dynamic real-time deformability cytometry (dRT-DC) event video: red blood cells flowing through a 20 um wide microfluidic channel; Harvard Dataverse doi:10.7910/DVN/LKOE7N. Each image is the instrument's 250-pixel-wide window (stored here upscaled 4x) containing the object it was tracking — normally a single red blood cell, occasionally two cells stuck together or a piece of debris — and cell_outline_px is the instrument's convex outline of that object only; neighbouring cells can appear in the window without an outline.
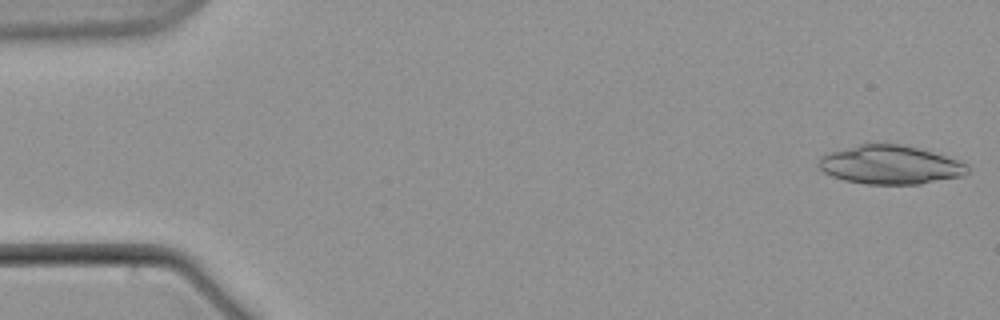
{"species": "common noctule bat (a hibernating species)", "species_latin": "Nyctalus noctula", "temperature_condition": "warm", "stored_images_in_passage": 5, "camera_frame_rate_fps": 3000, "um_per_image_px": 0.085, "animal": {"sex": "male", "body_mass_g": 21.5, "forearm_length_mm": 52.0}, "frame": {"image": 1, "passage_image": 1, "time_ms": 0.0, "image_size_px": [1000, 320], "cell_outline_px": [[968, 172], [964, 176], [920, 184], [864, 184], [844, 180], [832, 176], [824, 172], [820, 168], [820, 156], [832, 152], [860, 144], [900, 144], [932, 152], [968, 164]], "centroid_in_image_um": [75.69, 14.03], "position_along_channel_um": 9.3, "area_um2": 33.18}}